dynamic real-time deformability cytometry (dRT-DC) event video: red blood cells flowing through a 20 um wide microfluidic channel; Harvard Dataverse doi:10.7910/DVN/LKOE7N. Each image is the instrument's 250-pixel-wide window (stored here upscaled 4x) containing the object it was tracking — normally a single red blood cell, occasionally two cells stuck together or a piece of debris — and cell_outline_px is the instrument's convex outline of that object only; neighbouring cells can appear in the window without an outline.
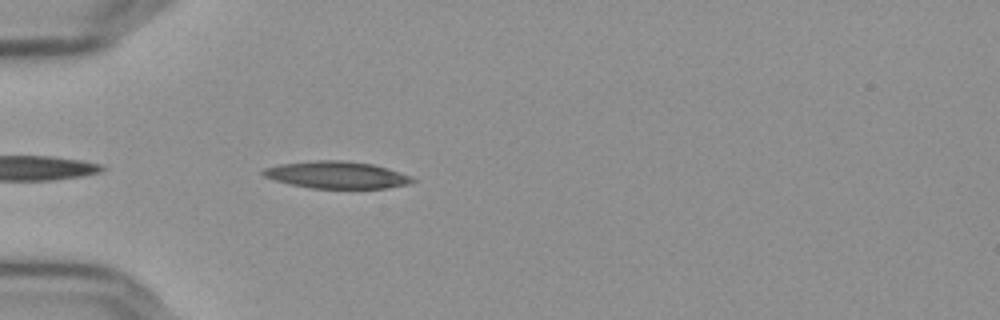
{"species": "Egyptian fruit bat (a non-hibernating species)", "species_latin": "Rousettus aegyptiacus", "temperature_condition": "cold", "stored_images_in_passage": 42, "camera_frame_rate_fps": 3000, "um_per_image_px": 0.085, "frame": {"image": 1, "passage_image": 3, "time_ms": 0.667, "image_size_px": [1000, 320], "cell_outline_px": [[416, 180], [408, 184], [384, 188], [312, 188], [292, 184], [276, 180], [264, 176], [260, 172], [264, 168], [280, 164], [316, 160], [344, 160], [372, 164], [388, 168], [412, 176]], "centroid_in_image_um": [28.63, 14.86], "position_along_channel_um": 56.4, "area_um2": 23.41}}
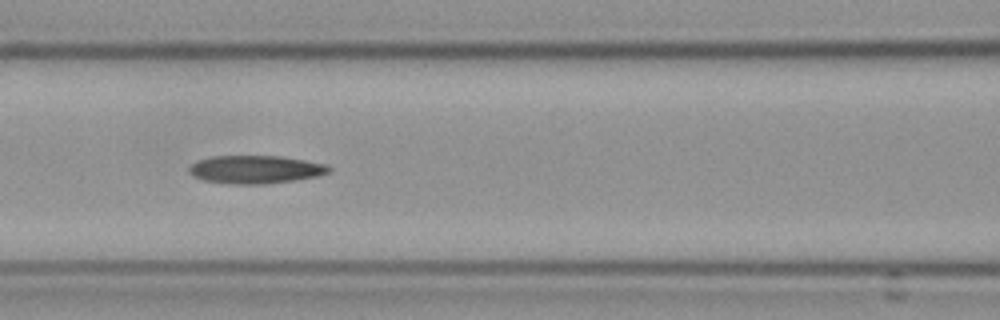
{"frame": {"image": 2, "passage_image": 11, "time_ms": 3.333, "image_size_px": [1000, 320], "cell_outline_px": [[332, 172], [316, 176], [292, 180], [264, 184], [228, 184], [204, 180], [188, 172], [188, 168], [196, 160], [212, 156], [284, 156], [328, 164], [332, 168]], "centroid_in_image_um": [21.74, 14.39], "position_along_channel_um": 144.9, "area_um2": 23.0}}
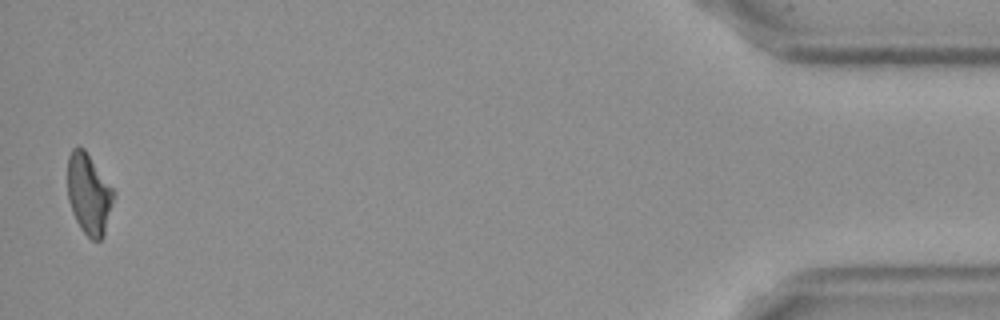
{"frame": {"image": 3, "passage_image": 41, "time_ms": 13.333, "image_size_px": [1000, 320], "cell_outline_px": [[116, 192], [104, 236], [100, 240], [92, 240], [80, 228], [72, 212], [68, 200], [68, 156], [72, 148], [76, 144], [84, 148]], "centroid_in_image_um": [7.56, 16.47], "position_along_channel_um": 427.6, "area_um2": 21.91}, "authors_computed_cell_mechanics": {"area_um2": 22.5998, "velocity_mm_per_s": 3.6616, "shape_relaxation_time_tau1_ms": 9.1392, "shape_relaxation_time_tau2_ms": 8.3664, "deformation_change_tau1": 0.2268, "deformation_change_tau2": 0.2111}}